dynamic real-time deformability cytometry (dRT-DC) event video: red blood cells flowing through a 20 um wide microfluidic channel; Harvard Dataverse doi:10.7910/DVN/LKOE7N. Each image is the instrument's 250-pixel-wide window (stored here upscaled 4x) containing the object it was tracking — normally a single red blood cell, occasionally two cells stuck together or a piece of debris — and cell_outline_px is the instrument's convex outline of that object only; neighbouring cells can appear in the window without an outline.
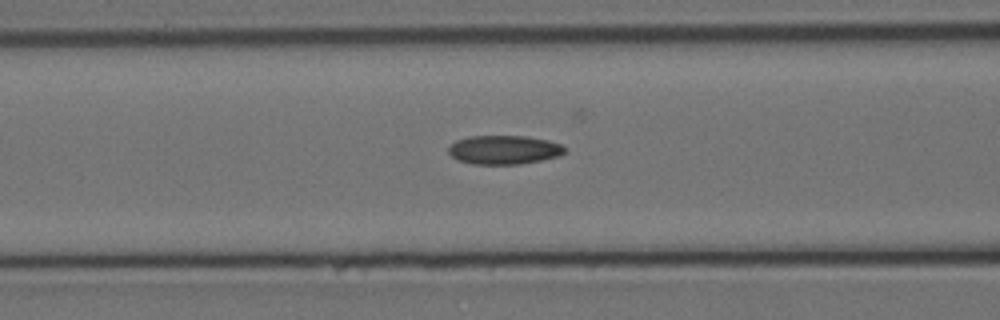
{"species": "Egyptian fruit bat (a non-hibernating species)", "species_latin": "Rousettus aegyptiacus", "temperature_condition": "cold", "stored_images_in_passage": 35, "camera_frame_rate_fps": 3000, "um_per_image_px": 0.085, "animal": {"sex": "female"}, "frame": {"image": 1, "passage_image": 12, "time_ms": 3.667, "image_size_px": [1000, 320], "cell_outline_px": [[564, 152], [560, 156], [520, 164], [472, 164], [456, 160], [448, 152], [448, 148], [456, 140], [468, 136], [524, 136], [548, 140], [560, 144], [564, 148]], "centroid_in_image_um": [42.8, 12.73], "position_along_channel_um": 123.8, "area_um2": 19.54}}
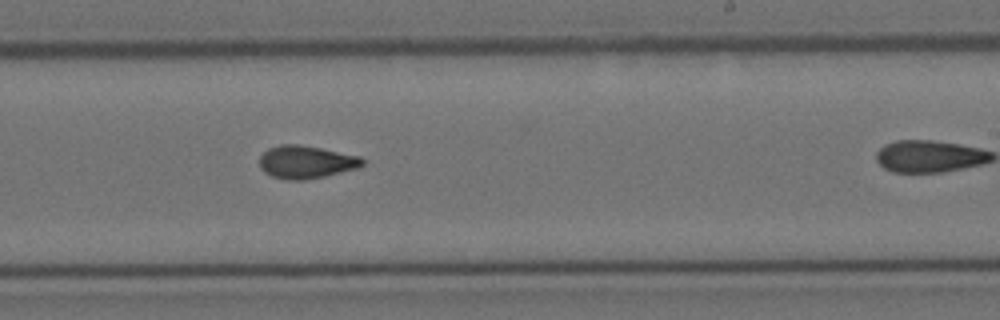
{"frame": {"image": 2, "passage_image": 24, "time_ms": 7.667, "image_size_px": [1000, 320], "cell_outline_px": [[364, 164], [360, 168], [324, 176], [304, 180], [288, 180], [272, 176], [264, 172], [260, 168], [260, 156], [268, 148], [280, 144], [300, 144], [360, 156], [364, 160]], "centroid_in_image_um": [26.02, 13.77], "position_along_channel_um": 263.0, "area_um2": 19.77}}
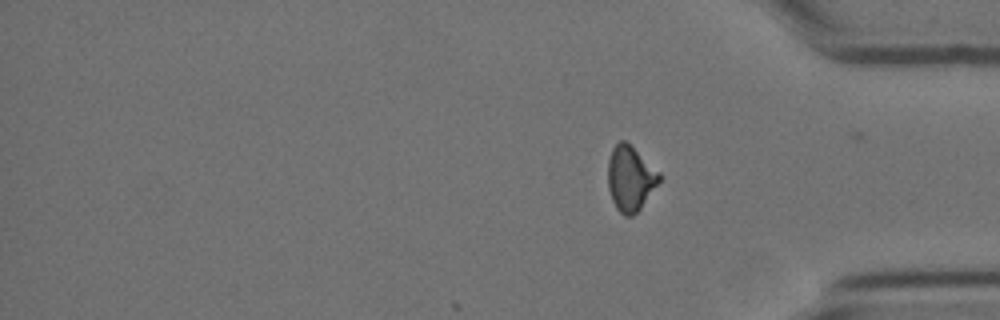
{"frame": {"image": 3, "passage_image": 35, "time_ms": 11.333, "image_size_px": [1000, 320], "cell_outline_px": [[660, 180], [640, 208], [632, 216], [624, 216], [616, 208], [612, 200], [608, 188], [608, 160], [612, 148], [620, 140], [624, 140], [660, 172]], "centroid_in_image_um": [53.55, 15.17], "position_along_channel_um": 381.6, "area_um2": 19.13}, "authors_computed_cell_mechanics": {"area_um2": 19.5942, "velocity_mm_per_s": 3.4848, "shape_relaxation_time_tau1_ms": 8.6399, "shape_relaxation_time_tau2_ms": 2.9316, "deformation_change_tau1": 0.1921, "deformation_change_tau2": 0.0929}}